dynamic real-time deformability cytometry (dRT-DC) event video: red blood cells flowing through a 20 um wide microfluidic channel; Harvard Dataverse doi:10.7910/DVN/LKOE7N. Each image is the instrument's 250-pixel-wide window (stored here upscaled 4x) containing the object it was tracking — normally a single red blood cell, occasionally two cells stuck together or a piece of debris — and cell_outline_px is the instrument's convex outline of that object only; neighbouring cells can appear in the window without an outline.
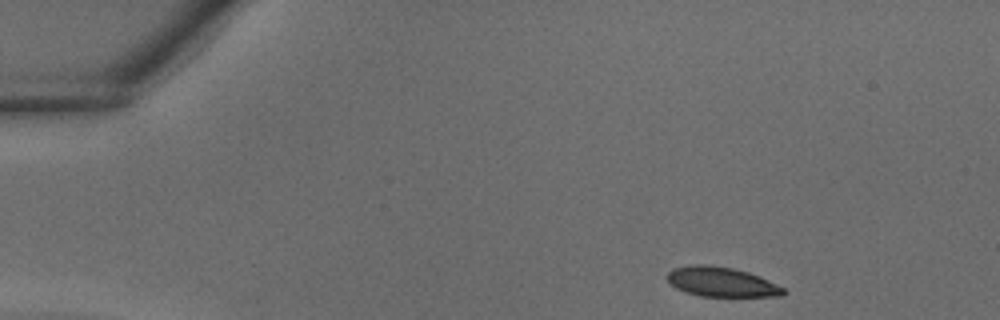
{"species": "common noctule bat (a hibernating species)", "species_latin": "Nyctalus noctula", "temperature_condition": "warm", "stored_images_in_passage": 33, "camera_frame_rate_fps": 3000, "um_per_image_px": 0.085, "animal": {"sex": "male", "body_mass_g": 18.8}, "frame": {"image": 1, "passage_image": 1, "time_ms": 0.0, "image_size_px": [1000, 320], "cell_outline_px": [[784, 292], [780, 296], [700, 296], [684, 292], [676, 288], [668, 280], [668, 272], [672, 268], [696, 264], [704, 264], [732, 268], [748, 272], [776, 284], [784, 288]], "centroid_in_image_um": [61.28, 23.96], "position_along_channel_um": 23.7, "area_um2": 19.77}}
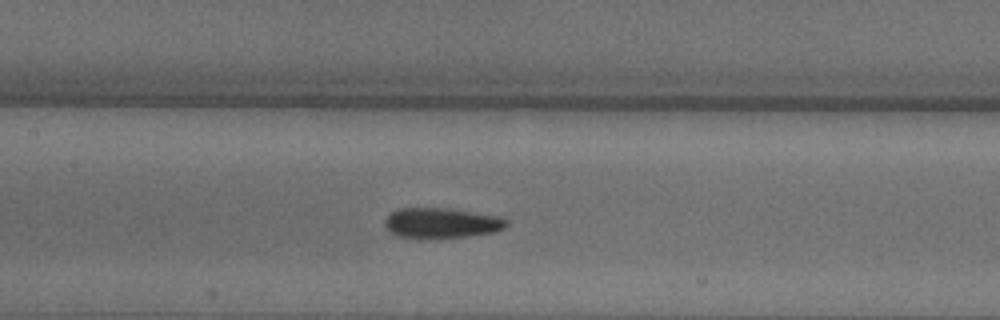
{"frame": {"image": 2, "passage_image": 14, "time_ms": 4.333, "image_size_px": [1000, 320], "cell_outline_px": [[508, 224], [504, 228], [496, 232], [468, 236], [432, 240], [416, 240], [396, 236], [388, 232], [384, 228], [384, 220], [396, 208], [448, 208], [504, 216], [508, 220]], "centroid_in_image_um": [37.5, 18.99], "position_along_channel_um": 169.9, "area_um2": 22.6}}
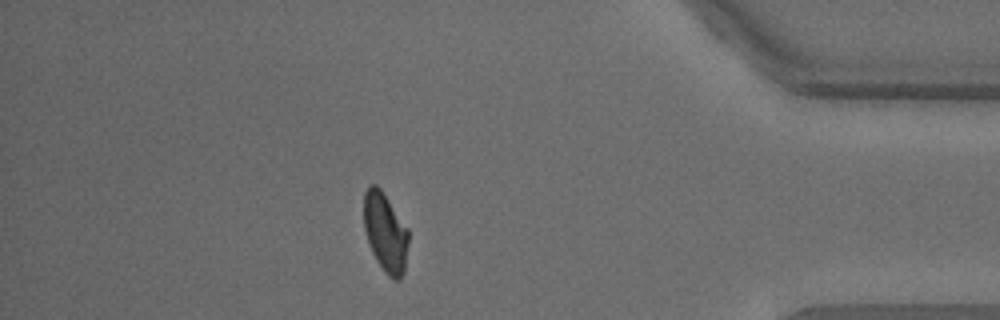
{"frame": {"image": 3, "passage_image": 29, "time_ms": 9.333, "image_size_px": [1000, 320], "cell_outline_px": [[408, 244], [404, 272], [400, 280], [396, 280], [388, 276], [376, 260], [368, 244], [364, 228], [364, 192], [368, 184], [376, 184], [380, 188], [408, 228]], "centroid_in_image_um": [32.74, 19.75], "position_along_channel_um": 402.5, "area_um2": 20.69}}